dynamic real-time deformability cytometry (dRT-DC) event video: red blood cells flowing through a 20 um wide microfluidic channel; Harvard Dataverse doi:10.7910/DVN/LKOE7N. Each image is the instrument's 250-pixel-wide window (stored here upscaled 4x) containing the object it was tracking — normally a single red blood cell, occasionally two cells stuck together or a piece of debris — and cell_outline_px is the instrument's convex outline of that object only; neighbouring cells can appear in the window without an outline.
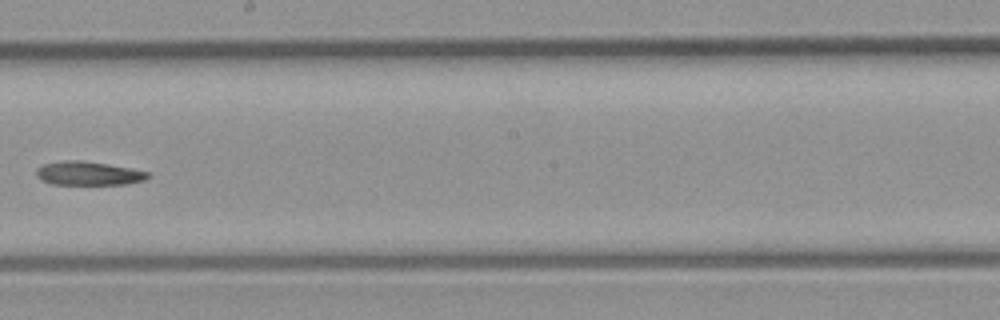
{"species": "common noctule bat (a hibernating species)", "species_latin": "Nyctalus noctula", "temperature_condition": "room temperature", "stored_images_in_passage": 29, "camera_frame_rate_fps": 3000, "um_per_image_px": 0.085, "animal": {"sex": "male", "body_mass_g": 23.1, "forearm_length_mm": 52.7}, "frame": {"image": 1, "passage_image": 13, "time_ms": 4.0, "image_size_px": [1000, 320], "cell_outline_px": [[148, 176], [144, 180], [124, 184], [52, 184], [36, 176], [36, 168], [44, 164], [64, 160], [80, 160], [108, 164], [132, 168], [148, 172]], "centroid_in_image_um": [7.5, 14.72], "position_along_channel_um": 240.7, "area_um2": 15.26}}
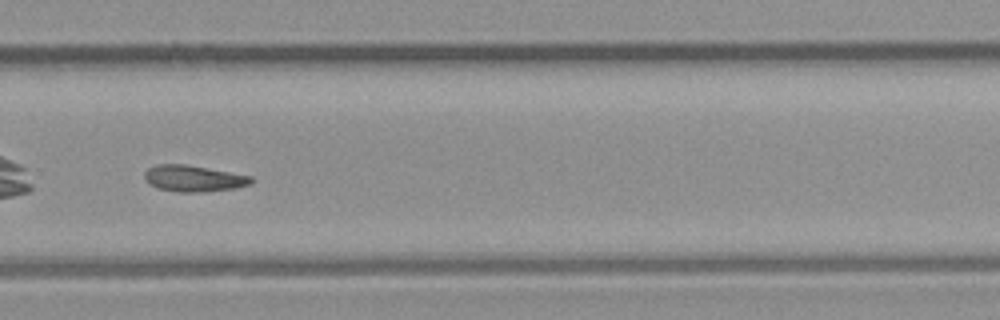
{"frame": {"image": 2, "passage_image": 17, "time_ms": 5.333, "image_size_px": [1000, 320], "cell_outline_px": [[256, 180], [252, 184], [236, 188], [196, 192], [180, 192], [160, 188], [148, 184], [144, 180], [144, 172], [148, 168], [156, 164], [184, 164], [252, 176]], "centroid_in_image_um": [16.46, 15.16], "position_along_channel_um": 313.3, "area_um2": 16.36}}